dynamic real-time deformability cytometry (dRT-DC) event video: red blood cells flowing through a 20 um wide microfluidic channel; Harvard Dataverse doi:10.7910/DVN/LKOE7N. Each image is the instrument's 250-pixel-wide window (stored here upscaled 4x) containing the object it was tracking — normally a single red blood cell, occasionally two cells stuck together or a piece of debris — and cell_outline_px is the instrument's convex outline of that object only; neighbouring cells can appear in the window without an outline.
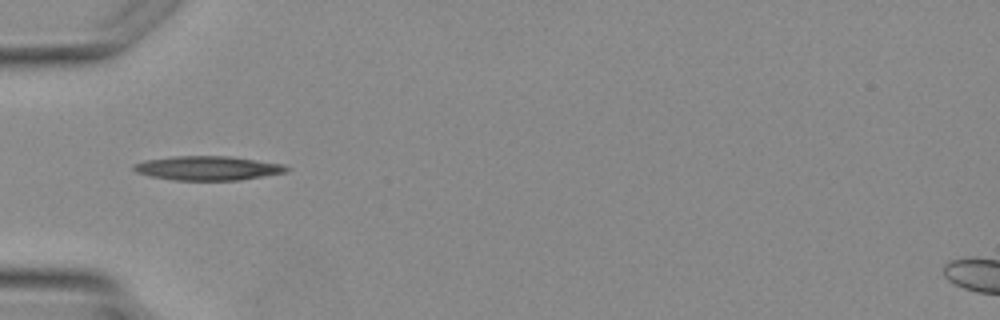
{"species": "Egyptian fruit bat (a non-hibernating species)", "species_latin": "Rousettus aegyptiacus", "temperature_condition": "warm", "stored_images_in_passage": 2, "camera_frame_rate_fps": 3000, "um_per_image_px": 0.085, "animal": {"sex": "female"}, "frame": {"image": 1, "passage_image": 2, "time_ms": 1.0, "image_size_px": [1000, 320], "cell_outline_px": [[292, 168], [284, 172], [240, 180], [176, 180], [152, 176], [136, 172], [132, 168], [132, 164], [144, 160], [172, 156], [228, 156], [284, 164]], "centroid_in_image_um": [17.64, 14.28], "position_along_channel_um": 67.4, "area_um2": 21.44}}